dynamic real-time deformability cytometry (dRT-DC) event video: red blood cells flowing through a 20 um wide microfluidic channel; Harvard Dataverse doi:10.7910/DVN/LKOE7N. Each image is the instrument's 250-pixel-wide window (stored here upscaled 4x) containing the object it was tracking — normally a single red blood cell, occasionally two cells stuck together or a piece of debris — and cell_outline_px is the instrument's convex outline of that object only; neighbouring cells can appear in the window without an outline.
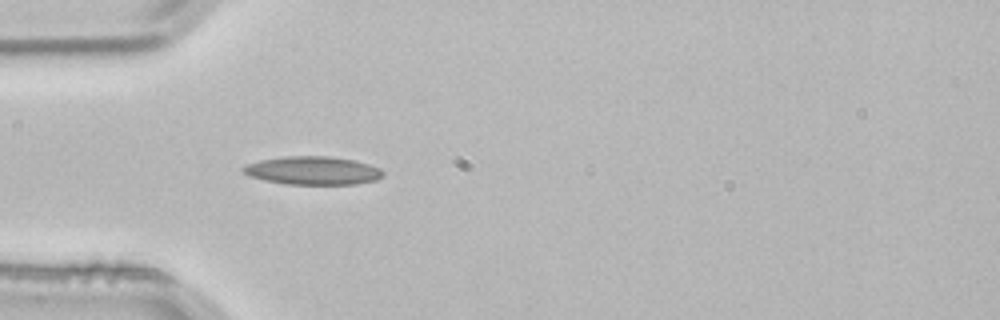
{"species": "common noctule bat (a hibernating species)", "species_latin": "Nyctalus noctula", "temperature_condition": "room temperature", "stored_images_in_passage": 2, "camera_frame_rate_fps": 3000, "um_per_image_px": 0.085, "animal": {"sex": "male", "body_mass_g": 21.5, "forearm_length_mm": 52.0}, "frame": {"image": 1, "passage_image": 2, "time_ms": 0.333, "image_size_px": [1000, 320], "cell_outline_px": [[384, 176], [376, 180], [356, 184], [284, 184], [264, 180], [248, 176], [240, 168], [244, 164], [260, 160], [284, 156], [328, 156], [352, 160], [368, 164], [380, 168], [384, 172]], "centroid_in_image_um": [26.55, 14.5], "position_along_channel_um": 58.4, "area_um2": 23.18}}